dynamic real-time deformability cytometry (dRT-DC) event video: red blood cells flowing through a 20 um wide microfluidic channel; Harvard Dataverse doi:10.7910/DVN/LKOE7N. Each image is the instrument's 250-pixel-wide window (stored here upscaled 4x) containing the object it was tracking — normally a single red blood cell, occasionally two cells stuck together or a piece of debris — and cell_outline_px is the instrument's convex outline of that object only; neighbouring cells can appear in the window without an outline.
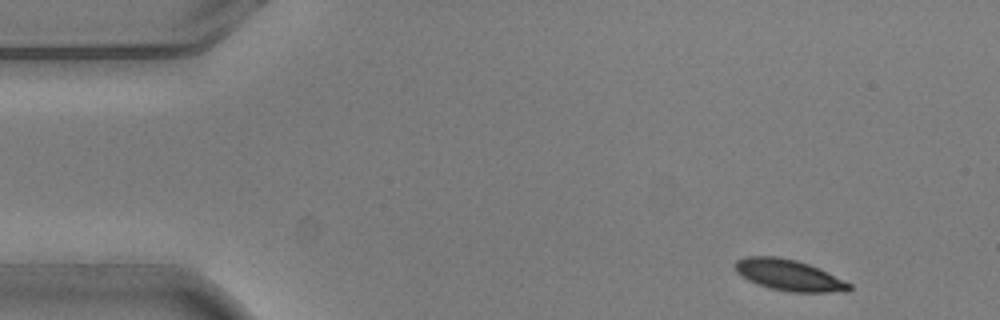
{"species": "common noctule bat (a hibernating species)", "species_latin": "Nyctalus noctula", "temperature_condition": "warm", "stored_images_in_passage": 4, "segment_of_instrument_passage": [1, 2], "camera_frame_rate_fps": 3000, "um_per_image_px": 0.085, "animal": {"sex": "male", "body_mass_g": 20.5, "forearm_length_mm": 52.5}, "frame": {"image": 1, "passage_image": 1, "time_ms": 0.0, "image_size_px": [1000, 320], "cell_outline_px": [[852, 288], [848, 292], [788, 292], [756, 284], [740, 276], [732, 268], [732, 264], [736, 260], [748, 256], [776, 256], [796, 260], [820, 268], [852, 284]], "centroid_in_image_um": [67.03, 23.38], "position_along_channel_um": 18.0, "area_um2": 21.04}}